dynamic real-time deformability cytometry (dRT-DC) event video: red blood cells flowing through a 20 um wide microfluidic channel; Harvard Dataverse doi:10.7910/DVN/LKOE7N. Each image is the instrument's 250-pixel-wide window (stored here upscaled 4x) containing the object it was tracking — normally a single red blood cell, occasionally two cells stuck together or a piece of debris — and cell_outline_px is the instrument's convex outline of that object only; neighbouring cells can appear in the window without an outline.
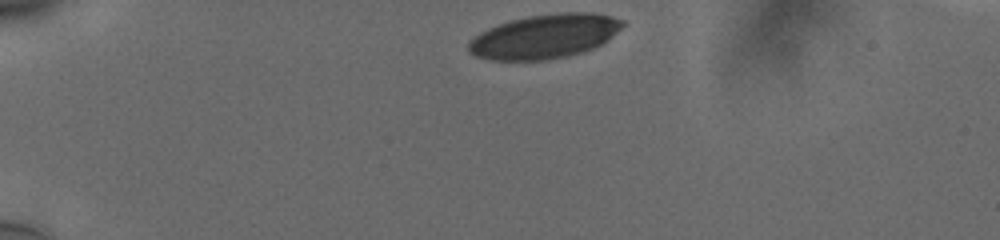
{"species": "human", "species_latin": "Homo sapiens", "temperature_condition": "cold", "stored_images_in_passage": 37, "camera_frame_rate_fps": 3000, "um_per_image_px": 0.085, "donor": {"sex": "male"}, "frame": {"image": 1, "passage_image": 1, "time_ms": 0.0, "image_size_px": [1000, 240], "cell_outline_px": [[624, 24], [620, 28], [600, 44], [592, 48], [580, 52], [564, 56], [540, 60], [492, 60], [476, 56], [468, 52], [468, 44], [480, 32], [496, 24], [508, 20], [528, 16], [564, 12], [592, 12], [612, 16], [624, 20]], "centroid_in_image_um": [46.25, 3.07], "position_along_channel_um": 38.7, "area_um2": 39.19}}
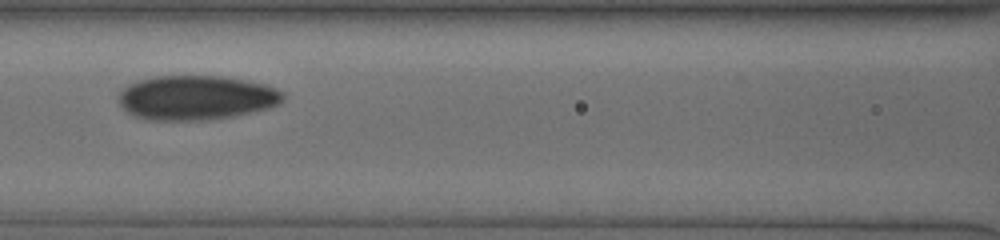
{"frame": {"image": 2, "passage_image": 15, "time_ms": 4.667, "image_size_px": [1000, 240], "cell_outline_px": [[284, 96], [276, 104], [264, 108], [232, 116], [200, 120], [148, 120], [136, 116], [128, 112], [120, 104], [120, 92], [128, 84], [140, 80], [156, 76], [220, 76], [244, 80], [264, 84], [276, 88]], "centroid_in_image_um": [16.62, 8.29], "position_along_channel_um": 150.0, "area_um2": 41.79}}
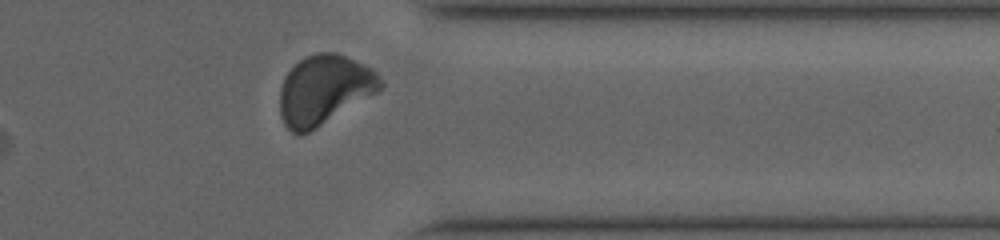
{"frame": {"image": 3, "passage_image": 34, "time_ms": 11.0, "image_size_px": [1000, 240], "cell_outline_px": [[384, 84], [376, 92], [308, 132], [292, 132], [284, 124], [280, 116], [280, 88], [284, 76], [304, 56], [316, 52], [336, 52], [364, 64], [372, 68], [376, 72]], "centroid_in_image_um": [27.53, 7.59], "position_along_channel_um": 383.9, "area_um2": 40.06}, "authors_computed_cell_mechanics": {"area_um2": 41.1536, "velocity_mm_per_s": 3.7365, "shape_relaxation_time_tau1_ms": 6.3783, "shape_relaxation_time_tau2_ms": 1.2242, "deformation_change_tau1": 0.1468, "deformation_change_tau2": 0.0603}}